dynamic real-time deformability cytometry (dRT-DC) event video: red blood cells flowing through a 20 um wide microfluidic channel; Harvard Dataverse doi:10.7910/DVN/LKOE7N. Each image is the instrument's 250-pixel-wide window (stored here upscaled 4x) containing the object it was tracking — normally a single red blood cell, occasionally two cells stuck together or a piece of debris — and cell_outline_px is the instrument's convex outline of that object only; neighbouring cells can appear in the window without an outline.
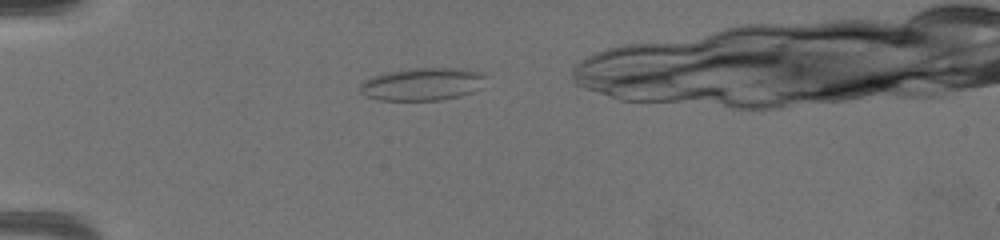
{"species": "common noctule bat (a hibernating species)", "species_latin": "Nyctalus noctula", "temperature_condition": "warm", "stored_images_in_passage": 6, "camera_frame_rate_fps": 3000, "um_per_image_px": 0.085, "animal": {"sex": "female", "body_mass_g": 19.5, "forearm_length_mm": 54.1}, "frame": {"image": 1, "passage_image": 1, "time_ms": 0.0, "image_size_px": [1000, 240], "cell_outline_px": [[484, 88], [460, 96], [440, 100], [380, 100], [364, 96], [360, 92], [360, 84], [364, 80], [372, 76], [388, 72], [412, 68], [456, 68], [476, 72], [484, 76]], "centroid_in_image_um": [35.88, 7.16], "position_along_channel_um": 49.1, "area_um2": 23.93}}